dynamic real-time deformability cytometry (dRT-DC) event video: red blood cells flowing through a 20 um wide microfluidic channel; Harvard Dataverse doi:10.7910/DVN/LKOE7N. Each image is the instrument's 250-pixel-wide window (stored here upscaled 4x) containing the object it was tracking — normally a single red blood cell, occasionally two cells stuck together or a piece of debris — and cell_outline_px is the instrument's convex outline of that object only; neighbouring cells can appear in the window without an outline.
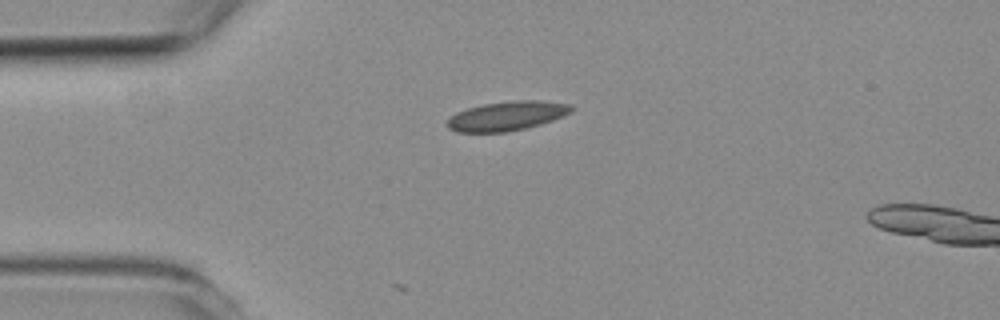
{"species": "common noctule bat (a hibernating species)", "species_latin": "Nyctalus noctula", "temperature_condition": "room temperature", "stored_images_in_passage": 3, "camera_frame_rate_fps": 3000, "um_per_image_px": 0.085, "animal": {"sex": "female", "body_mass_g": 19.3, "forearm_length_mm": 54.1}, "frame": {"image": 1, "passage_image": 1, "time_ms": 0.0, "image_size_px": [1000, 320], "cell_outline_px": [[576, 108], [572, 112], [564, 116], [540, 124], [524, 128], [504, 132], [456, 132], [448, 128], [448, 120], [456, 112], [468, 108], [484, 104], [512, 100], [540, 100], [572, 104]], "centroid_in_image_um": [43.14, 9.84], "position_along_channel_um": 41.9, "area_um2": 21.21}}
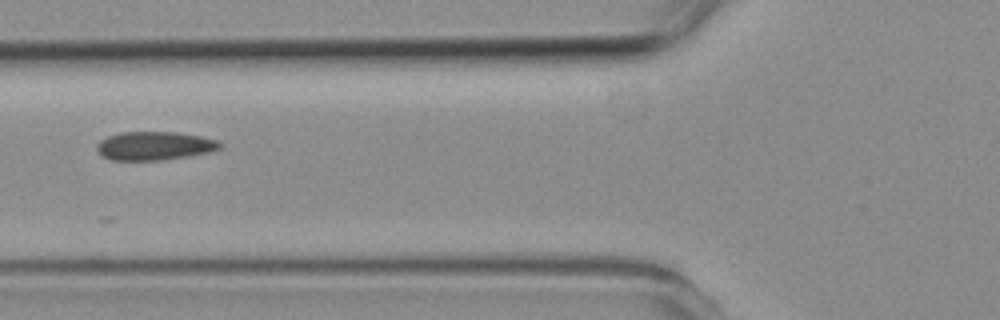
{"frame": {"image": 2, "passage_image": 3, "time_ms": 2.333, "image_size_px": [1000, 320], "cell_outline_px": [[220, 148], [208, 152], [188, 156], [160, 160], [108, 160], [96, 148], [100, 140], [108, 136], [120, 132], [176, 132], [200, 136], [216, 140], [220, 144]], "centroid_in_image_um": [13.1, 12.39], "position_along_channel_um": 112.7, "area_um2": 20.23}}